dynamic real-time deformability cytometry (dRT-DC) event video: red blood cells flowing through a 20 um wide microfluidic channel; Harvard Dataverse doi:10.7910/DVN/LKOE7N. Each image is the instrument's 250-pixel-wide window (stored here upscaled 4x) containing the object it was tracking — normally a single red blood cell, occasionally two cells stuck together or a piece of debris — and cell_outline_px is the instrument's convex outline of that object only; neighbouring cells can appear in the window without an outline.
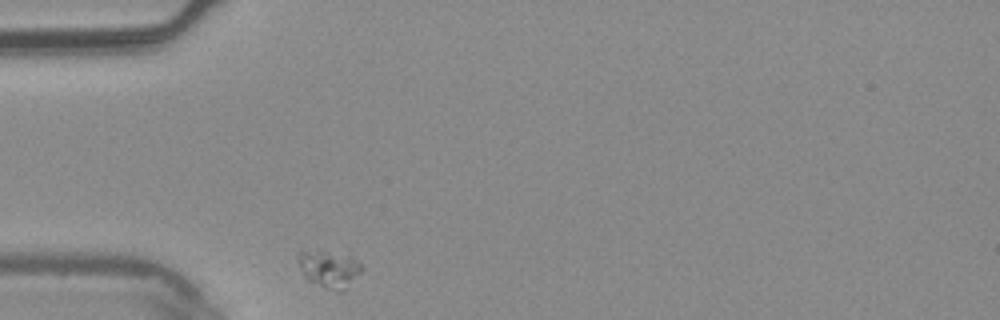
{"species": "common noctule bat (a hibernating species)", "species_latin": "Nyctalus noctula", "temperature_condition": "warm", "stored_images_in_passage": 1, "camera_frame_rate_fps": 3000, "um_per_image_px": 0.085, "animal": {"sex": "male", "body_mass_g": 20.4}, "frame": {"image": 1, "passage_image": 1, "time_ms": 0.0, "image_size_px": [1000, 320], "cell_outline_px": [[360, 272], [340, 292], [336, 292], [324, 288], [308, 280], [304, 276], [296, 256], [300, 252], [320, 252], [352, 256], [360, 264]], "centroid_in_image_um": [27.94, 22.89], "position_along_channel_um": 57.1, "area_um2": 13.06}}